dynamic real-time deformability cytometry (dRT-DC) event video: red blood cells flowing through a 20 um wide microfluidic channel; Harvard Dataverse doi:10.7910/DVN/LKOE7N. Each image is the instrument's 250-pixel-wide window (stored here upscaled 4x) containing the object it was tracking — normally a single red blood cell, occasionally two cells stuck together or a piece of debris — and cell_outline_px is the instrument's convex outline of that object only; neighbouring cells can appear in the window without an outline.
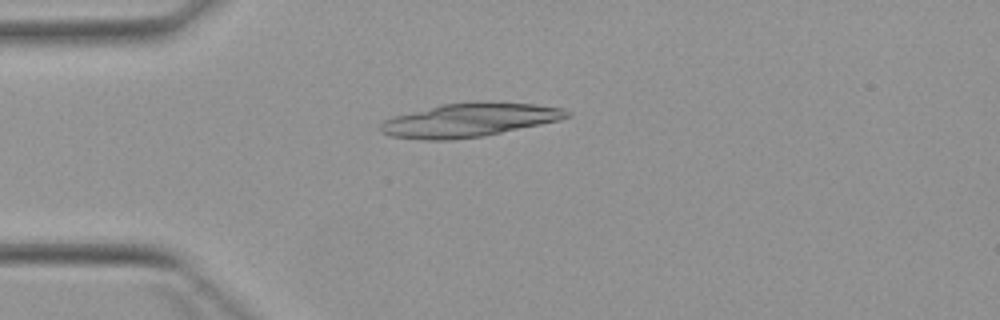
{"species": "Egyptian fruit bat (a non-hibernating species)", "species_latin": "Rousettus aegyptiacus", "temperature_condition": "warm", "stored_images_in_passage": 3, "camera_frame_rate_fps": 3000, "um_per_image_px": 0.085, "animal": {"sex": "female"}, "frame": {"image": 1, "passage_image": 2, "time_ms": 1.333, "image_size_px": [1000, 320], "cell_outline_px": [[572, 112], [568, 116], [560, 120], [484, 136], [452, 140], [420, 140], [388, 136], [380, 132], [380, 124], [384, 120], [392, 116], [444, 104], [476, 100], [536, 104], [564, 108]], "centroid_in_image_um": [39.88, 10.2], "position_along_channel_um": 45.1, "area_um2": 37.05}}